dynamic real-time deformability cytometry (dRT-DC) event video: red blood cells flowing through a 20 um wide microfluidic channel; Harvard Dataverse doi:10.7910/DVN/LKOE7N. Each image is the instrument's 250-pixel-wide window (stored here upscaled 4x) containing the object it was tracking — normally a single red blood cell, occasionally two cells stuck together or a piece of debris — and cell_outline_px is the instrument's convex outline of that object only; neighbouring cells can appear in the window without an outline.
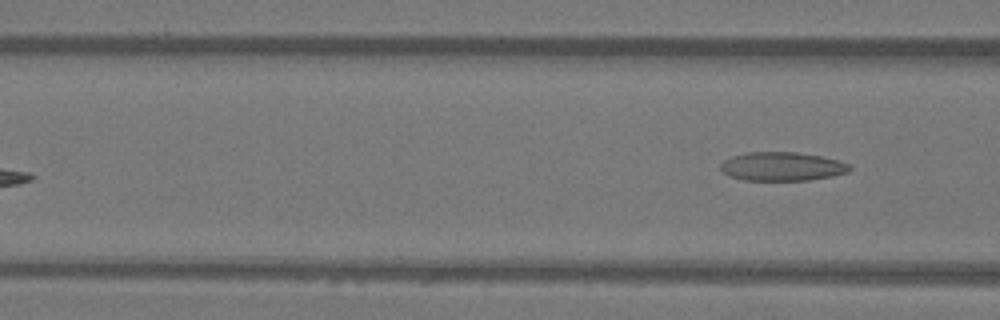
{"species": "Egyptian fruit bat (a non-hibernating species)", "species_latin": "Rousettus aegyptiacus", "temperature_condition": "warm", "stored_images_in_passage": 7, "camera_frame_rate_fps": 3000, "um_per_image_px": 0.085, "animal": {"sex": "female"}, "frame": {"image": 1, "passage_image": 7, "time_ms": 2.0, "image_size_px": [1000, 320], "cell_outline_px": [[852, 168], [848, 172], [832, 176], [808, 180], [744, 180], [728, 176], [720, 168], [720, 164], [724, 160], [732, 156], [744, 152], [796, 152], [824, 156], [840, 160], [848, 164]], "centroid_in_image_um": [66.48, 14.14], "position_along_channel_um": 100.1, "area_um2": 21.79}}